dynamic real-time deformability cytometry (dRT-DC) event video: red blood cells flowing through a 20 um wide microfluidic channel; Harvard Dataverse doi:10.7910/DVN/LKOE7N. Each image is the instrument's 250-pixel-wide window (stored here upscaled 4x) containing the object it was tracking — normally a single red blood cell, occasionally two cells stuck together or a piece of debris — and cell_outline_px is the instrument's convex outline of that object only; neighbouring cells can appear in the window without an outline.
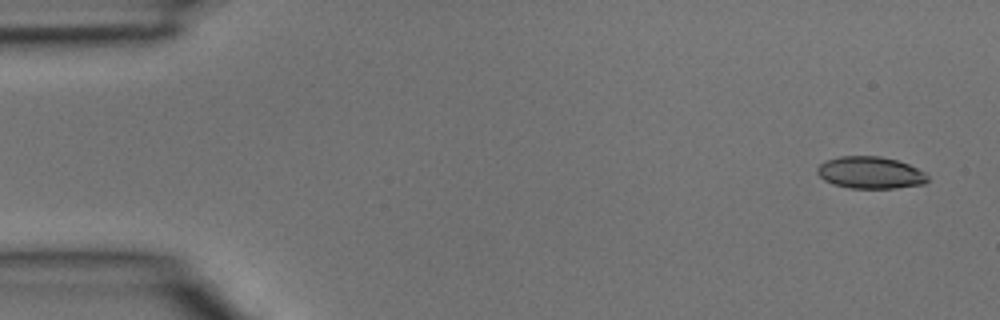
{"species": "common noctule bat (a hibernating species)", "species_latin": "Nyctalus noctula", "temperature_condition": "room temperature", "stored_images_in_passage": 5, "camera_frame_rate_fps": 3000, "um_per_image_px": 0.085, "animal": {"sex": "male", "body_mass_g": 15.6}, "frame": {"image": 1, "passage_image": 1, "time_ms": 0.0, "image_size_px": [1000, 320], "cell_outline_px": [[928, 180], [924, 184], [896, 188], [848, 188], [832, 184], [824, 180], [816, 172], [816, 168], [820, 164], [828, 160], [840, 156], [880, 156], [896, 160], [908, 164], [924, 172], [928, 176]], "centroid_in_image_um": [73.96, 14.68], "position_along_channel_um": 11.0, "area_um2": 20.58}}